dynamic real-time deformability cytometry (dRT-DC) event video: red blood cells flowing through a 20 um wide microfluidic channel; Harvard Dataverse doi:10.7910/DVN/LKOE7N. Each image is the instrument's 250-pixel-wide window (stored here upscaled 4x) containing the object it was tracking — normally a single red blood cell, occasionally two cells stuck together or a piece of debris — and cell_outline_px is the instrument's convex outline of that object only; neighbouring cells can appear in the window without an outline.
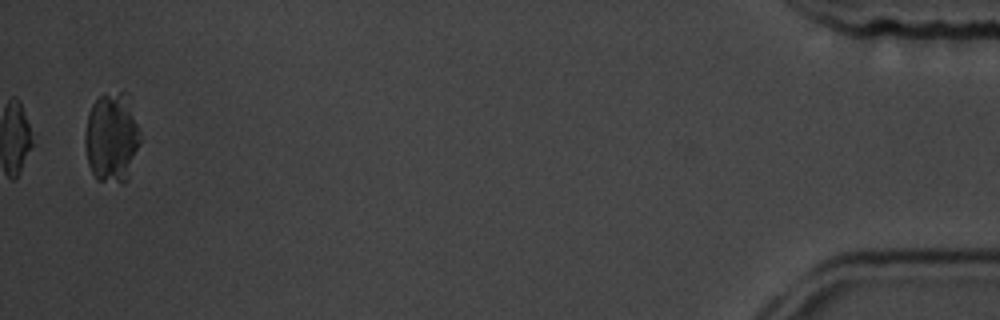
{"species": "common noctule bat (a hibernating species)", "species_latin": "Nyctalus noctula", "temperature_condition": "room temperature", "stored_images_in_passage": 15, "camera_frame_rate_fps": 3000, "um_per_image_px": 0.085, "animal": {"sex": "male", "body_mass_g": 19.5, "forearm_length_mm": 54.6}, "frame": {"image": 1, "passage_image": 15, "time_ms": 17.667, "image_size_px": [1000, 320], "cell_outline_px": [[140, 140], [128, 180], [124, 184], [120, 184], [96, 180], [88, 164], [84, 144], [84, 136], [88, 112], [92, 104], [100, 96], [120, 92], [128, 92], [132, 96], [140, 132]], "centroid_in_image_um": [9.52, 11.68], "position_along_channel_um": 425.7, "area_um2": 29.71}}